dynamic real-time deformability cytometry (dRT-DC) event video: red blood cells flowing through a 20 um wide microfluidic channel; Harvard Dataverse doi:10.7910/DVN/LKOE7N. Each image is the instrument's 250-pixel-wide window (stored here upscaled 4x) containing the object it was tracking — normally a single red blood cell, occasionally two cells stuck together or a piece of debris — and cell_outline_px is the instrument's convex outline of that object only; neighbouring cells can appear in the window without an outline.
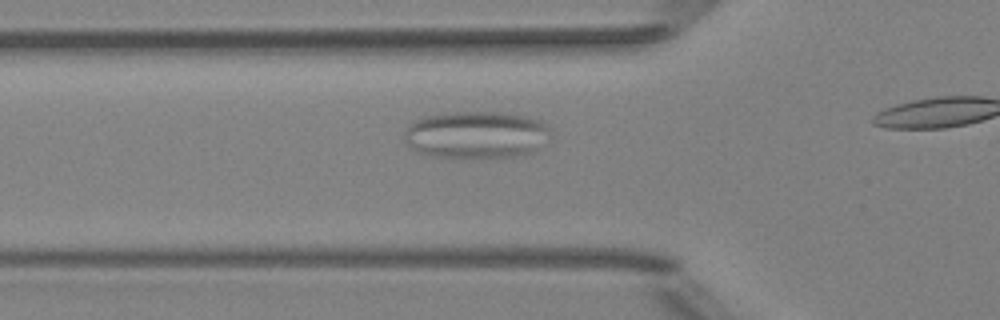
{"species": "Egyptian fruit bat (a non-hibernating species)", "species_latin": "Rousettus aegyptiacus", "temperature_condition": "room temperature", "stored_images_in_passage": 18, "camera_frame_rate_fps": 3000, "um_per_image_px": 0.085, "animal": {"sex": "female"}, "frame": {"image": 1, "passage_image": 16, "time_ms": 5.0, "image_size_px": [1000, 320], "cell_outline_px": [[552, 136], [532, 152], [516, 156], [432, 156], [416, 152], [404, 140], [404, 132], [408, 124], [412, 120], [424, 116], [448, 112], [496, 112], [524, 116], [540, 120], [548, 128]], "centroid_in_image_um": [40.43, 11.43], "position_along_channel_um": 85.4, "area_um2": 40.0}}